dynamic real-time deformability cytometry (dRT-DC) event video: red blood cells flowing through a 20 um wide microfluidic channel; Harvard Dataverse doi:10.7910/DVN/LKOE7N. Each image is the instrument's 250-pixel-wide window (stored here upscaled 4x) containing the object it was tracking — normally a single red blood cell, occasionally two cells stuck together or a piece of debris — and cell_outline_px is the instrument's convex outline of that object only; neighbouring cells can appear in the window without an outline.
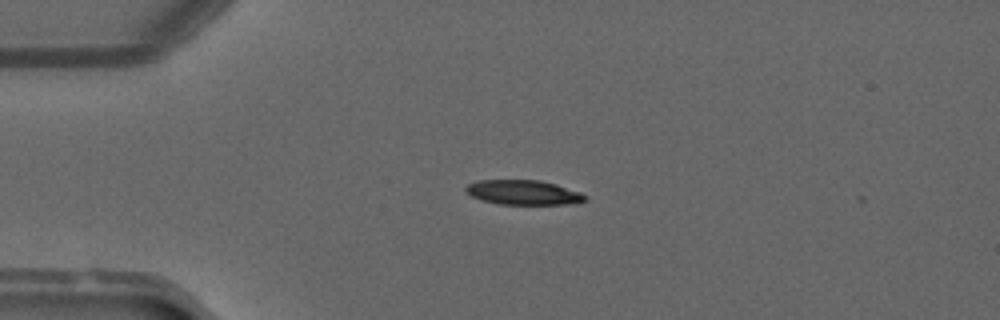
{"species": "common noctule bat (a hibernating species)", "species_latin": "Nyctalus noctula", "temperature_condition": "warm", "stored_images_in_passage": 23, "camera_frame_rate_fps": 3000, "um_per_image_px": 0.085, "animal": {"sex": "male", "forearm_length_mm": 52.5}, "frame": {"image": 1, "passage_image": 1, "time_ms": 0.0, "image_size_px": [1000, 320], "cell_outline_px": [[588, 200], [576, 204], [500, 204], [484, 200], [472, 196], [464, 192], [464, 188], [468, 184], [480, 180], [540, 180], [556, 184], [580, 192], [588, 196]], "centroid_in_image_um": [44.53, 16.36], "position_along_channel_um": 40.5, "area_um2": 17.22}}
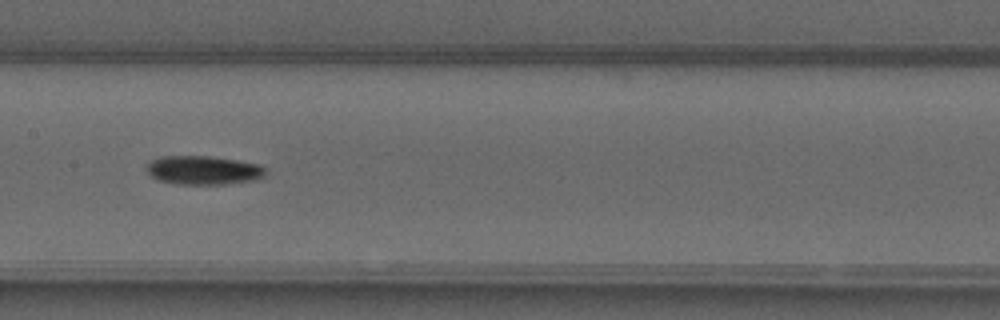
{"frame": {"image": 2, "passage_image": 14, "time_ms": 4.333, "image_size_px": [1000, 320], "cell_outline_px": [[268, 172], [264, 176], [256, 180], [224, 184], [180, 184], [160, 180], [152, 176], [144, 168], [152, 160], [160, 156], [208, 156], [236, 160], [260, 164], [268, 168]], "centroid_in_image_um": [17.34, 14.46], "position_along_channel_um": 190.1, "area_um2": 20.06}}
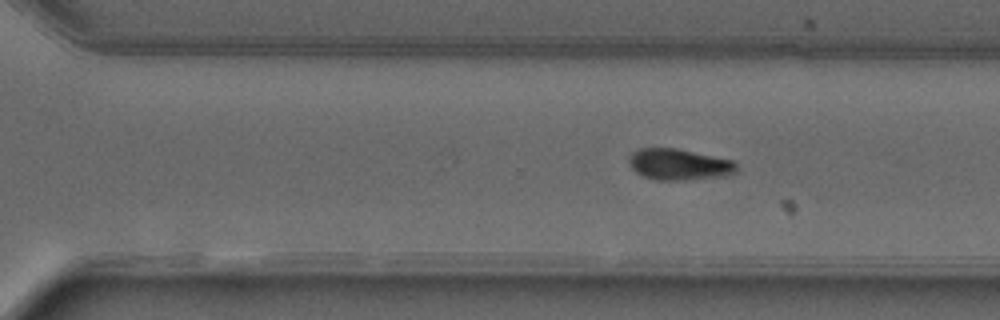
{"frame": {"image": 3, "passage_image": 23, "time_ms": 7.333, "image_size_px": [1000, 320], "cell_outline_px": [[740, 168], [736, 172], [712, 176], [684, 180], [656, 180], [644, 176], [636, 172], [632, 168], [628, 160], [628, 156], [632, 152], [640, 148], [676, 148], [736, 160]], "centroid_in_image_um": [57.71, 13.95], "position_along_channel_um": 312.9, "area_um2": 19.54}}